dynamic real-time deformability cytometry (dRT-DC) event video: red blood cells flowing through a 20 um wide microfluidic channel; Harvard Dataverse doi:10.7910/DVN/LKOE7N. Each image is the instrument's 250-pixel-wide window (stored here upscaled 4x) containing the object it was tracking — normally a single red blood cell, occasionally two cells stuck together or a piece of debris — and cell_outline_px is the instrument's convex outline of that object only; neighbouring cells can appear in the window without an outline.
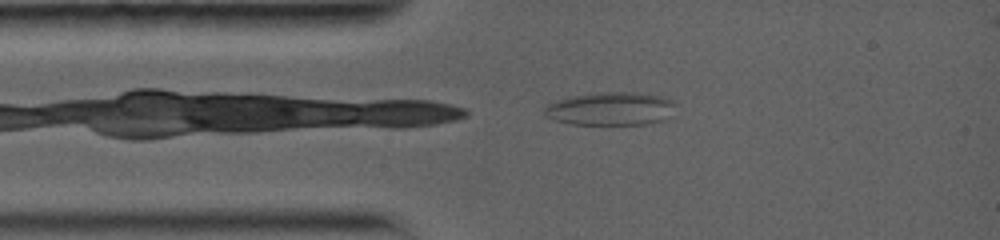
{"species": "common noctule bat (a hibernating species)", "species_latin": "Nyctalus noctula", "temperature_condition": "warm", "stored_images_in_passage": 67, "camera_frame_rate_fps": 5000, "um_per_image_px": 0.085, "animal": {"sex": "female", "body_mass_g": 19.0, "forearm_length_mm": 56.7}, "frame": {"image": 1, "passage_image": 2, "time_ms": 0.2, "image_size_px": [1000, 240], "cell_outline_px": [[672, 116], [664, 120], [648, 124], [572, 124], [556, 120], [544, 116], [544, 108], [548, 104], [556, 100], [568, 96], [604, 92], [636, 92], [660, 96], [672, 100]], "centroid_in_image_um": [51.88, 9.24], "position_along_channel_um": 33.1, "area_um2": 25.37}}
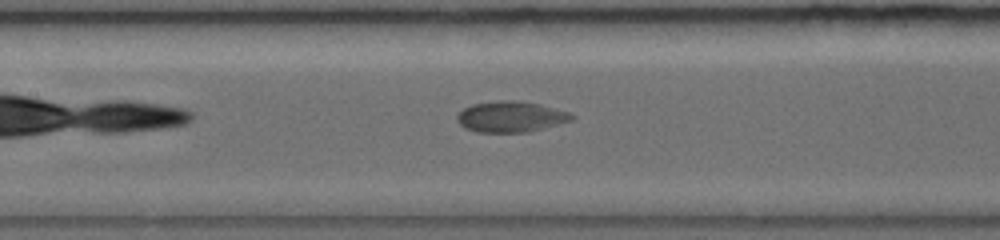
{"frame": {"image": 2, "passage_image": 21, "time_ms": 4.0, "image_size_px": [1000, 240], "cell_outline_px": [[576, 116], [572, 120], [528, 132], [476, 132], [464, 128], [456, 120], [456, 116], [464, 108], [472, 104], [496, 100], [520, 100], [540, 104], [568, 112]], "centroid_in_image_um": [43.39, 9.91], "position_along_channel_um": 164.0, "area_um2": 20.69}}
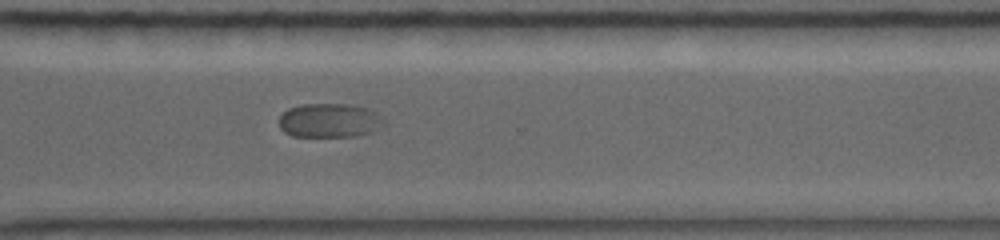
{"frame": {"image": 3, "passage_image": 45, "time_ms": 8.8, "image_size_px": [1000, 240], "cell_outline_px": [[388, 124], [372, 132], [356, 136], [292, 136], [284, 132], [280, 128], [280, 116], [288, 108], [300, 104], [348, 104], [368, 108], [384, 116]], "centroid_in_image_um": [28.08, 10.23], "position_along_channel_um": 342.5, "area_um2": 21.21}}